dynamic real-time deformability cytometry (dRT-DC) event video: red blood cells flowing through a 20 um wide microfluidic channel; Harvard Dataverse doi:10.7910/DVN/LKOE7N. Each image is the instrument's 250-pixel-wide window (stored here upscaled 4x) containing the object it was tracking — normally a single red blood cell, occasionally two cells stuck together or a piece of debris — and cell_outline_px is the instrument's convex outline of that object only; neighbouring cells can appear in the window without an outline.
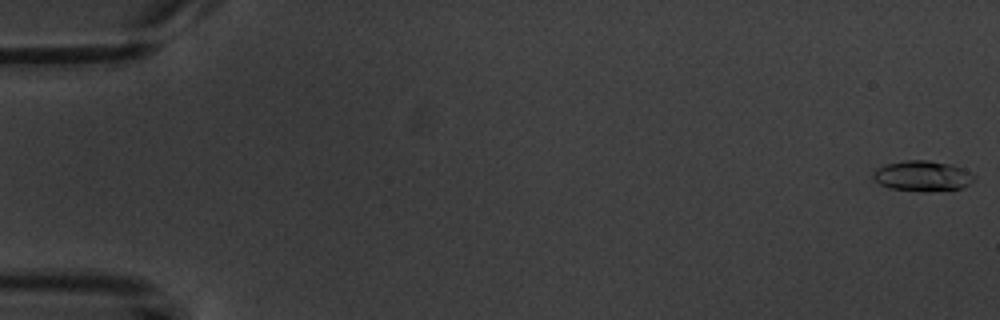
{"species": "common noctule bat (a hibernating species)", "species_latin": "Nyctalus noctula", "temperature_condition": "warm", "stored_images_in_passage": 5, "camera_frame_rate_fps": 3000, "um_per_image_px": 0.085, "animal": {"sex": "male", "body_mass_g": 20.1, "forearm_length_mm": 53.5}, "frame": {"image": 1, "passage_image": 1, "time_ms": 0.0, "image_size_px": [1000, 320], "cell_outline_px": [[976, 176], [964, 188], [924, 192], [920, 192], [892, 188], [880, 184], [872, 180], [872, 172], [876, 168], [884, 164], [908, 160], [928, 160], [952, 164], [964, 168], [972, 172]], "centroid_in_image_um": [78.41, 14.95], "position_along_channel_um": 6.6, "area_um2": 18.26}}
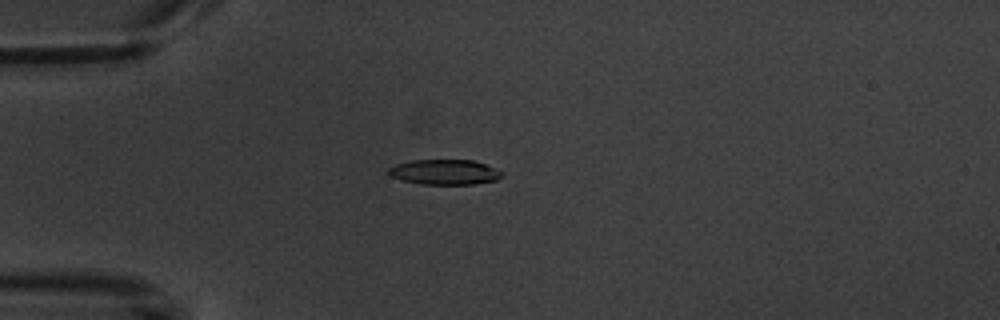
{"frame": {"image": 2, "passage_image": 3, "time_ms": 5.0, "image_size_px": [1000, 320], "cell_outline_px": [[504, 172], [496, 180], [472, 184], [420, 184], [400, 180], [392, 176], [388, 172], [388, 168], [396, 164], [412, 160], [472, 160], [484, 164]], "centroid_in_image_um": [37.76, 14.62], "position_along_channel_um": 47.2, "area_um2": 16.47}}